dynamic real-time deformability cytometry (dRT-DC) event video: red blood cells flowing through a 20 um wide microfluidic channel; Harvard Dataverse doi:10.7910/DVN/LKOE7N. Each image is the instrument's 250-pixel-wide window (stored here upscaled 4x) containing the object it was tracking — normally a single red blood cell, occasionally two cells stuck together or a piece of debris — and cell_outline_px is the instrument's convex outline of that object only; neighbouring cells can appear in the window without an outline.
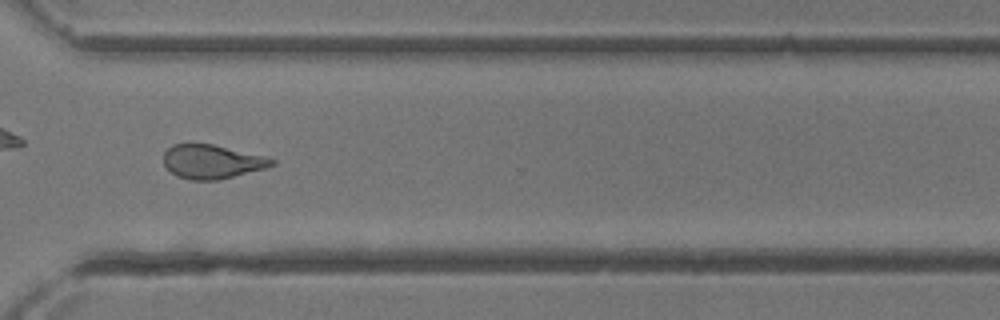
{"species": "common noctule bat (a hibernating species)", "species_latin": "Nyctalus noctula", "temperature_condition": "room temperature", "stored_images_in_passage": 34, "camera_frame_rate_fps": 3000, "um_per_image_px": 0.085, "animal": {"sex": "female"}, "frame": {"image": 1, "passage_image": 25, "time_ms": 8.0, "image_size_px": [1000, 320], "cell_outline_px": [[276, 164], [264, 168], [216, 180], [192, 180], [176, 176], [164, 164], [164, 152], [172, 144], [212, 144], [268, 156], [276, 160]], "centroid_in_image_um": [18.03, 13.73], "position_along_channel_um": 352.6, "area_um2": 21.27}}